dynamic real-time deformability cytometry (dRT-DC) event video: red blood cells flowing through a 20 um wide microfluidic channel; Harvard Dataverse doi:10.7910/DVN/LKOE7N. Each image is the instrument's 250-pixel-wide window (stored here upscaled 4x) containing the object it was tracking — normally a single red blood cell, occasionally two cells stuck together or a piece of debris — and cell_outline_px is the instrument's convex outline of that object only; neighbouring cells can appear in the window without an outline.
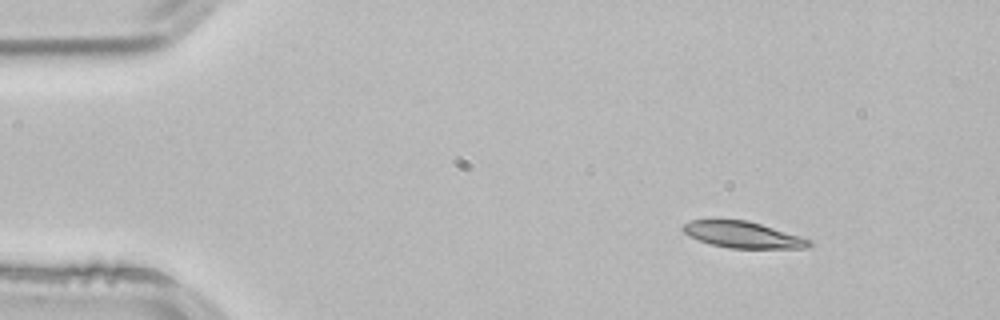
{"species": "common noctule bat (a hibernating species)", "species_latin": "Nyctalus noctula", "temperature_condition": "room temperature", "stored_images_in_passage": 3, "camera_frame_rate_fps": 3000, "um_per_image_px": 0.085, "animal": {"sex": "male", "body_mass_g": 21.5, "forearm_length_mm": 52.0}, "frame": {"image": 1, "passage_image": 1, "time_ms": 0.0, "image_size_px": [1000, 320], "cell_outline_px": [[812, 244], [804, 248], [728, 248], [712, 244], [688, 236], [680, 228], [684, 224], [692, 220], [748, 220], [800, 236], [812, 240]], "centroid_in_image_um": [63.13, 19.95], "position_along_channel_um": 21.9, "area_um2": 19.19}}
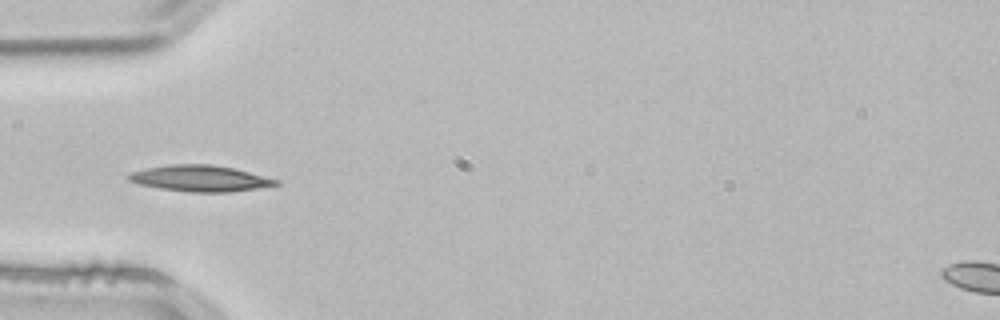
{"frame": {"image": 2, "passage_image": 3, "time_ms": 0.667, "image_size_px": [1000, 320], "cell_outline_px": [[280, 184], [256, 188], [228, 192], [188, 192], [160, 188], [140, 184], [128, 180], [128, 176], [132, 172], [144, 168], [168, 164], [212, 164], [232, 168], [280, 180]], "centroid_in_image_um": [16.99, 15.16], "position_along_channel_um": 68.0, "area_um2": 22.25}}